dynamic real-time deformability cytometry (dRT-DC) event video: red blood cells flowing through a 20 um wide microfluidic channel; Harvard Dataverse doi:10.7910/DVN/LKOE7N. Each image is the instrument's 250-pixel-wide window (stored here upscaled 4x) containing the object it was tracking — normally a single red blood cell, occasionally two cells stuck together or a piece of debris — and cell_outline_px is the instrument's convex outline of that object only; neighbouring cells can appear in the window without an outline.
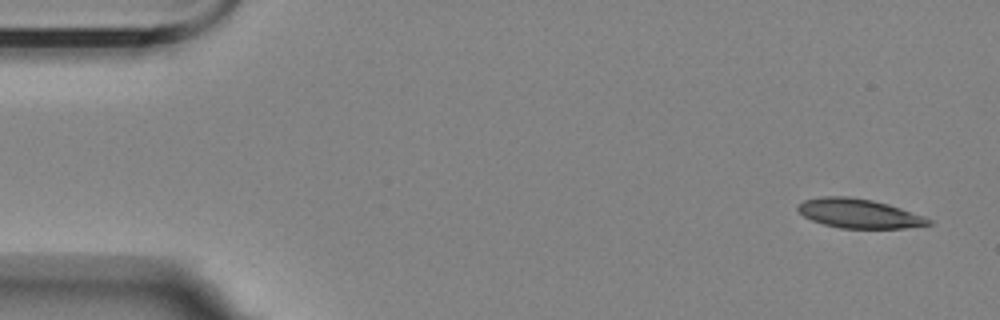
{"species": "Egyptian fruit bat (a non-hibernating species)", "species_latin": "Rousettus aegyptiacus", "temperature_condition": "room temperature", "stored_images_in_passage": 5, "camera_frame_rate_fps": 3000, "um_per_image_px": 0.085, "animal": {"sex": "female"}, "frame": {"image": 1, "passage_image": 1, "time_ms": 0.0, "image_size_px": [1000, 320], "cell_outline_px": [[932, 224], [904, 228], [840, 228], [824, 224], [812, 220], [804, 216], [796, 208], [804, 200], [820, 196], [848, 196], [872, 200], [888, 204], [924, 216], [932, 220]], "centroid_in_image_um": [73.01, 18.14], "position_along_channel_um": 12.0, "area_um2": 22.14}}